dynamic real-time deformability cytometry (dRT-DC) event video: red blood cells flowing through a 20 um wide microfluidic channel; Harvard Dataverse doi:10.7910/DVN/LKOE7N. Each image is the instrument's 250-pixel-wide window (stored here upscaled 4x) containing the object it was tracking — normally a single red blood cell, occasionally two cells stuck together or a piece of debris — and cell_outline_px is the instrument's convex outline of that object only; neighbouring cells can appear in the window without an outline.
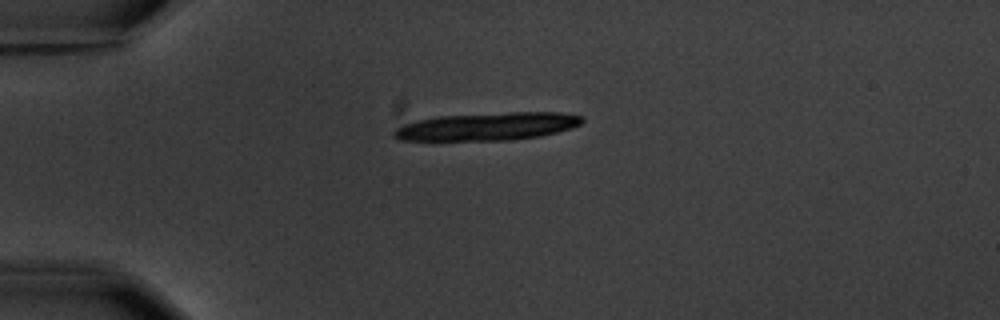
{"species": "common noctule bat (a hibernating species)", "species_latin": "Nyctalus noctula", "temperature_condition": "warm", "stored_images_in_passage": 3, "camera_frame_rate_fps": 3000, "um_per_image_px": 0.085, "animal": {"sex": "male", "body_mass_g": 20.1, "forearm_length_mm": 53.5}, "frame": {"image": 1, "passage_image": 3, "time_ms": 3.333, "image_size_px": [1000, 320], "cell_outline_px": [[584, 120], [580, 124], [572, 128], [540, 136], [512, 140], [400, 140], [392, 136], [392, 132], [396, 128], [404, 124], [416, 120], [436, 116], [512, 112], [560, 112], [584, 116]], "centroid_in_image_um": [41.44, 10.74], "position_along_channel_um": 43.6, "area_um2": 30.63}}